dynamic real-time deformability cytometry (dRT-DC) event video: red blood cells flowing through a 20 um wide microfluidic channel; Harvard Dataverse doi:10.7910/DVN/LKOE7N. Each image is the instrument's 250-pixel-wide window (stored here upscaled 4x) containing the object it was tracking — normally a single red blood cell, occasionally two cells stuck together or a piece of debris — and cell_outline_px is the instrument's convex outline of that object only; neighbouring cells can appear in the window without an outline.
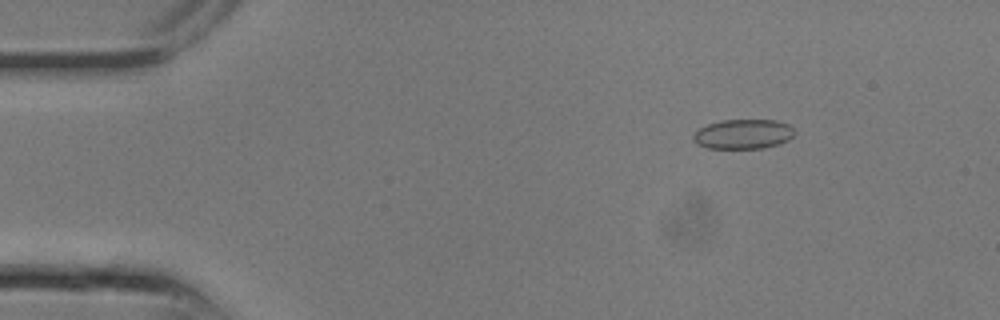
{"species": "common noctule bat (a hibernating species)", "species_latin": "Nyctalus noctula", "temperature_condition": "room temperature", "stored_images_in_passage": 8, "camera_frame_rate_fps": 3000, "um_per_image_px": 0.085, "animal": {"sex": "male", "body_mass_g": 13.3}, "frame": {"image": 1, "passage_image": 3, "time_ms": 0.667, "image_size_px": [1000, 320], "cell_outline_px": [[796, 132], [788, 140], [780, 144], [764, 148], [708, 148], [696, 144], [692, 140], [692, 136], [700, 128], [708, 124], [720, 120], [776, 120], [788, 124]], "centroid_in_image_um": [63.17, 11.4], "position_along_channel_um": 21.8, "area_um2": 17.57}}